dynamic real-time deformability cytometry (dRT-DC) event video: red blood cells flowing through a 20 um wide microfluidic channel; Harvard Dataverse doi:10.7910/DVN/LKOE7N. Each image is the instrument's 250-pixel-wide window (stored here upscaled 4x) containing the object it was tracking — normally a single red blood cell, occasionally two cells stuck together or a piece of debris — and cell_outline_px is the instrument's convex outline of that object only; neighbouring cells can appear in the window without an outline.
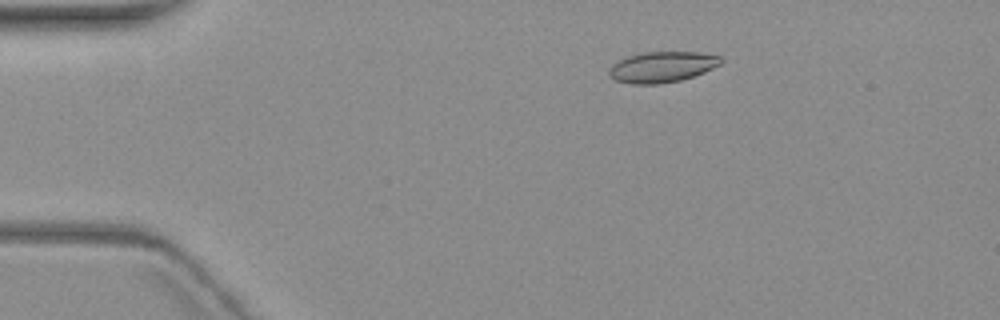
{"species": "common noctule bat (a hibernating species)", "species_latin": "Nyctalus noctula", "temperature_condition": "warm", "stored_images_in_passage": 4, "camera_frame_rate_fps": 3000, "um_per_image_px": 0.085, "animal": {"sex": "female", "body_mass_g": 19.3, "forearm_length_mm": 54.1}, "frame": {"image": 1, "passage_image": 3, "time_ms": 2.667, "image_size_px": [1000, 320], "cell_outline_px": [[720, 64], [704, 72], [680, 80], [660, 84], [632, 84], [616, 80], [608, 72], [608, 68], [616, 60], [628, 56], [644, 52], [696, 52], [720, 56]], "centroid_in_image_um": [56.22, 5.69], "position_along_channel_um": 28.8, "area_um2": 19.88}}